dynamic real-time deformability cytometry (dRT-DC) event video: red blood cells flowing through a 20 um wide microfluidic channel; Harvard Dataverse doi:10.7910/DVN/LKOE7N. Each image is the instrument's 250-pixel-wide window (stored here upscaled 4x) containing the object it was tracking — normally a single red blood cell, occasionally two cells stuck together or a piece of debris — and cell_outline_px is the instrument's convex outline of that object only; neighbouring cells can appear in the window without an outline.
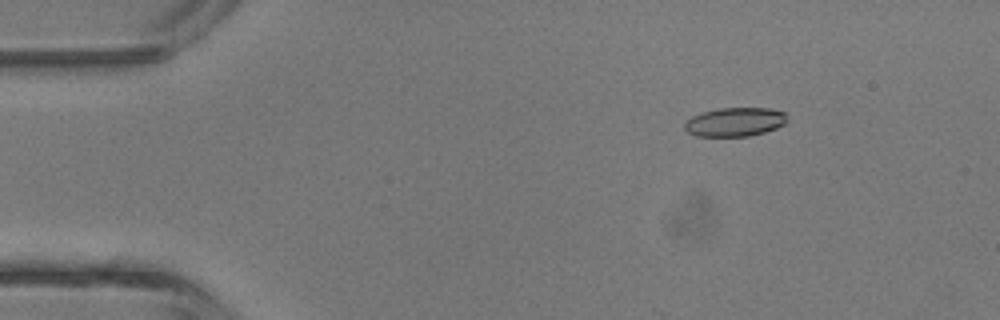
{"species": "common noctule bat (a hibernating species)", "species_latin": "Nyctalus noctula", "temperature_condition": "room temperature", "stored_images_in_passage": 5, "camera_frame_rate_fps": 3000, "um_per_image_px": 0.085, "animal": {"sex": "male", "body_mass_g": 13.3}, "frame": {"image": 1, "passage_image": 2, "time_ms": 1.0, "image_size_px": [1000, 320], "cell_outline_px": [[788, 120], [784, 124], [776, 128], [764, 132], [748, 136], [696, 136], [688, 132], [684, 128], [684, 124], [692, 116], [704, 112], [720, 108], [768, 108], [788, 112]], "centroid_in_image_um": [62.52, 10.36], "position_along_channel_um": 22.5, "area_um2": 17.28}}
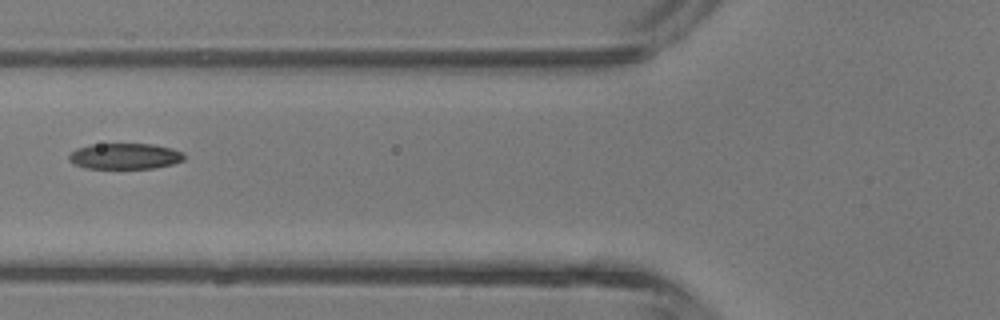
{"frame": {"image": 2, "passage_image": 5, "time_ms": 4.667, "image_size_px": [1000, 320], "cell_outline_px": [[184, 160], [172, 164], [156, 168], [84, 168], [68, 160], [68, 156], [76, 148], [88, 144], [152, 144], [172, 148], [184, 152]], "centroid_in_image_um": [10.62, 13.27], "position_along_channel_um": 115.2, "area_um2": 17.46}}